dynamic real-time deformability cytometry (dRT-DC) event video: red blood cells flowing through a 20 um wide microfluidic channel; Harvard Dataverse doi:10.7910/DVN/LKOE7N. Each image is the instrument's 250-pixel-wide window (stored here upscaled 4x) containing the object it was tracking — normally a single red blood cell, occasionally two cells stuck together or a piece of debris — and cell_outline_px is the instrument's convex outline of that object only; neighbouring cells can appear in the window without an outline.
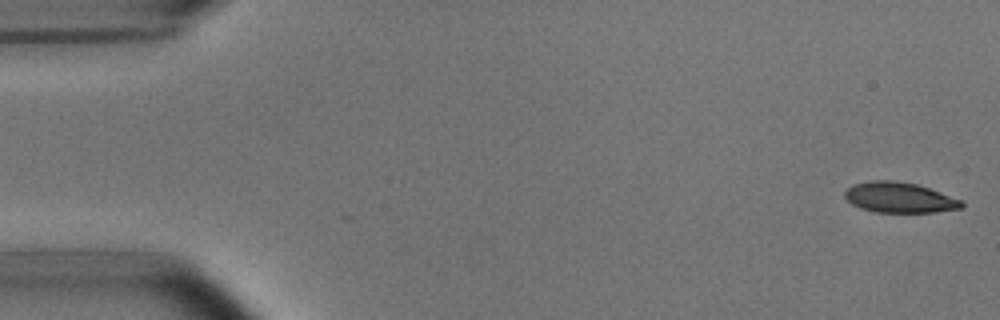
{"species": "common noctule bat (a hibernating species)", "species_latin": "Nyctalus noctula", "temperature_condition": "room temperature", "stored_images_in_passage": 52, "camera_frame_rate_fps": 3000, "um_per_image_px": 0.085, "animal": {"sex": "male", "body_mass_g": 15.6}, "frame": {"image": 1, "passage_image": 1, "time_ms": 0.0, "image_size_px": [1000, 320], "cell_outline_px": [[964, 208], [936, 212], [876, 212], [860, 208], [852, 204], [844, 196], [844, 192], [852, 184], [872, 180], [892, 180], [916, 184], [964, 200]], "centroid_in_image_um": [76.47, 16.79], "position_along_channel_um": 8.5, "area_um2": 20.81}}
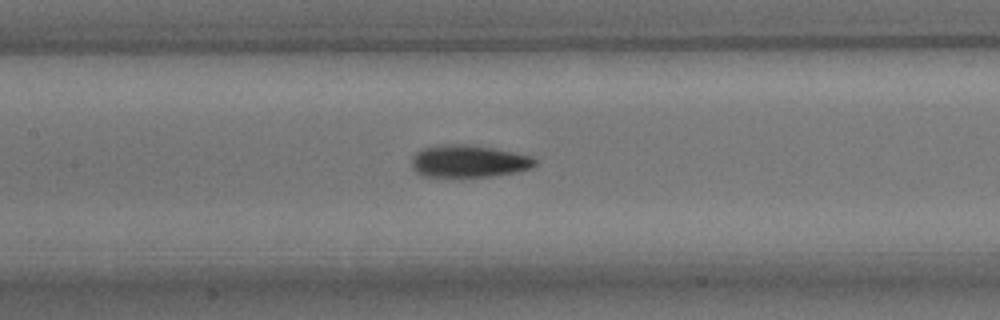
{"frame": {"image": 2, "passage_image": 24, "time_ms": 7.667, "image_size_px": [1000, 320], "cell_outline_px": [[536, 164], [532, 168], [516, 172], [488, 176], [420, 176], [412, 168], [412, 156], [416, 152], [424, 148], [444, 144], [468, 144], [492, 148], [532, 156], [536, 160]], "centroid_in_image_um": [39.82, 13.7], "position_along_channel_um": 167.6, "area_um2": 23.06}}
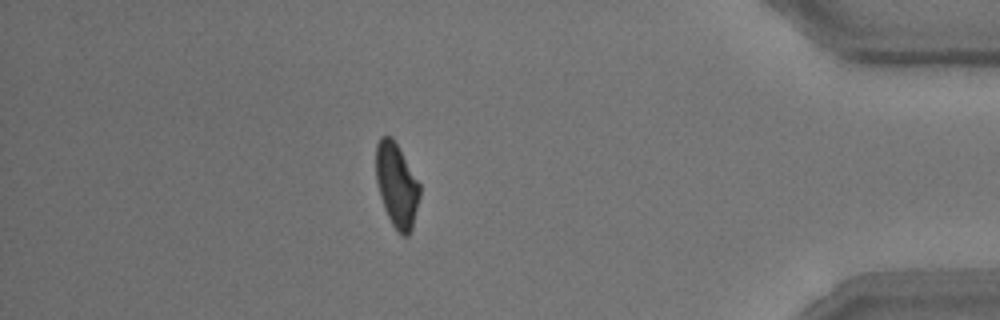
{"frame": {"image": 3, "passage_image": 46, "time_ms": 15.0, "image_size_px": [1000, 320], "cell_outline_px": [[420, 196], [412, 228], [408, 236], [400, 236], [392, 224], [384, 208], [380, 196], [376, 180], [376, 144], [380, 136], [392, 136], [420, 184]], "centroid_in_image_um": [33.71, 15.75], "position_along_channel_um": 401.5, "area_um2": 21.44}, "authors_computed_cell_mechanics": {"area_um2": 21.9351, "velocity_mm_per_s": 3.7582, "shape_relaxation_time_tau1_ms": 3.1344, "shape_relaxation_time_tau2_ms": 2.8497, "deformation_change_tau1": 0.1284, "deformation_change_tau2": 0.0792}}